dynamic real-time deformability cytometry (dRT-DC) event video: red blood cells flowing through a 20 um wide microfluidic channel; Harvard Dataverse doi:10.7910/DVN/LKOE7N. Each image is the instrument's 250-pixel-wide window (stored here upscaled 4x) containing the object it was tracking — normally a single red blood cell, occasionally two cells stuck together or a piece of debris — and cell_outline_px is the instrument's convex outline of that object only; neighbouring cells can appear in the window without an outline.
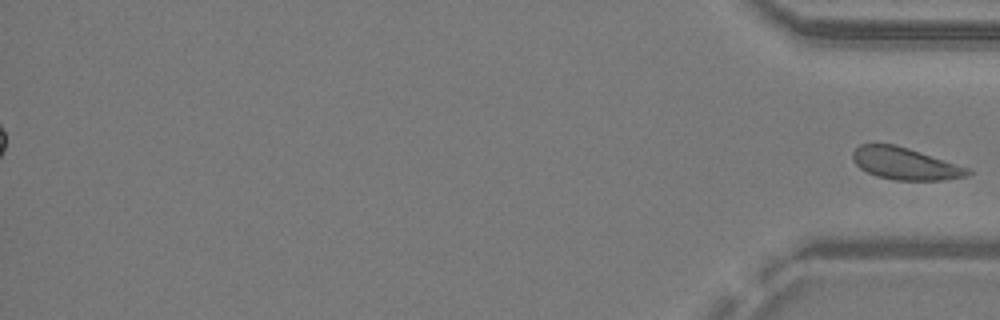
{"species": "common noctule bat (a hibernating species)", "species_latin": "Nyctalus noctula", "temperature_condition": "warm", "stored_images_in_passage": 41, "segment_of_instrument_passage": [2, 2], "camera_frame_rate_fps": 3000, "um_per_image_px": 0.085, "animal": {"sex": "male", "body_mass_g": 19.2, "forearm_length_mm": 51.8}, "frame": {"image": 1, "passage_image": 41, "time_ms": 13.333, "image_size_px": [1000, 320], "cell_outline_px": [[972, 172], [968, 176], [944, 180], [896, 180], [876, 176], [860, 168], [852, 160], [852, 152], [860, 144], [896, 144], [972, 168]], "centroid_in_image_um": [76.97, 13.91], "position_along_channel_um": 358.2, "area_um2": 21.73}}